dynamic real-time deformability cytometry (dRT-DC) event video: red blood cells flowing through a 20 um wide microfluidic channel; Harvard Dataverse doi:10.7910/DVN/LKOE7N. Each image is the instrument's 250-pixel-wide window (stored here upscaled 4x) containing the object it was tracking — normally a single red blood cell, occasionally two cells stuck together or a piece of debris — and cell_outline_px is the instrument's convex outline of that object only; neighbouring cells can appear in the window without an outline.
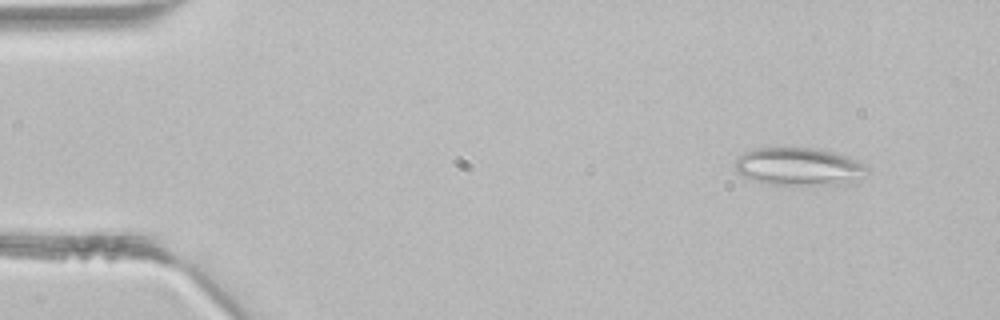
{"species": "common noctule bat (a hibernating species)", "species_latin": "Nyctalus noctula", "temperature_condition": "room temperature", "stored_images_in_passage": 4, "camera_frame_rate_fps": 3000, "um_per_image_px": 0.085, "animal": {"sex": "male", "body_mass_g": 21.5, "forearm_length_mm": 52.0}, "frame": {"image": 1, "passage_image": 2, "time_ms": 0.333, "image_size_px": [1000, 320], "cell_outline_px": [[868, 172], [856, 184], [768, 184], [744, 176], [736, 172], [736, 160], [744, 152], [756, 148], [820, 148], [836, 152], [848, 156], [864, 164], [868, 168]], "centroid_in_image_um": [67.99, 14.16], "position_along_channel_um": 17.0, "area_um2": 29.25}}